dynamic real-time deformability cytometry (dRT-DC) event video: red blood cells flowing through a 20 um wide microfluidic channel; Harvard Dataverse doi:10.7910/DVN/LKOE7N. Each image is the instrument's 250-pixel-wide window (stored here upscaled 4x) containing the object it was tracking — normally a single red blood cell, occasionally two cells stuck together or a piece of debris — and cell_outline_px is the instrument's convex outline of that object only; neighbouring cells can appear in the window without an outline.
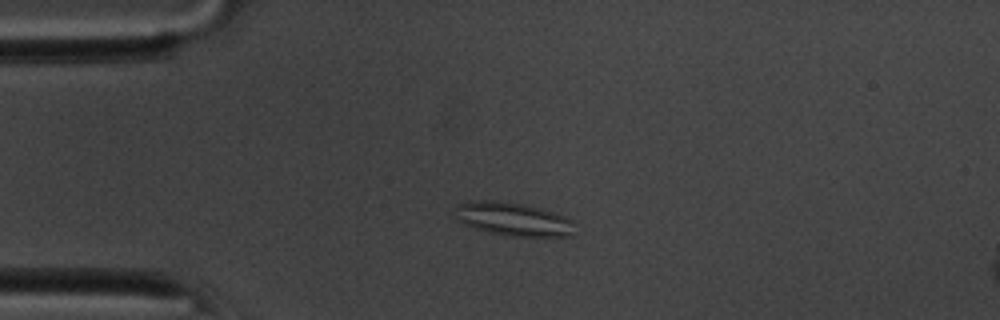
{"species": "common noctule bat (a hibernating species)", "species_latin": "Nyctalus noctula", "temperature_condition": "room temperature", "stored_images_in_passage": 16, "segment_of_instrument_passage": [1, 2], "camera_frame_rate_fps": 3000, "um_per_image_px": 0.085, "animal": {"sex": "male", "body_mass_g": 20.1, "forearm_length_mm": 53.5}, "frame": {"image": 1, "passage_image": 12, "time_ms": 3.667, "image_size_px": [1000, 320], "cell_outline_px": [[572, 236], [508, 236], [488, 232], [464, 224], [456, 220], [456, 208], [460, 204], [472, 200], [500, 200], [524, 204], [552, 212], [564, 216], [568, 220]], "centroid_in_image_um": [43.52, 18.61], "position_along_channel_um": 41.5, "area_um2": 22.83}}